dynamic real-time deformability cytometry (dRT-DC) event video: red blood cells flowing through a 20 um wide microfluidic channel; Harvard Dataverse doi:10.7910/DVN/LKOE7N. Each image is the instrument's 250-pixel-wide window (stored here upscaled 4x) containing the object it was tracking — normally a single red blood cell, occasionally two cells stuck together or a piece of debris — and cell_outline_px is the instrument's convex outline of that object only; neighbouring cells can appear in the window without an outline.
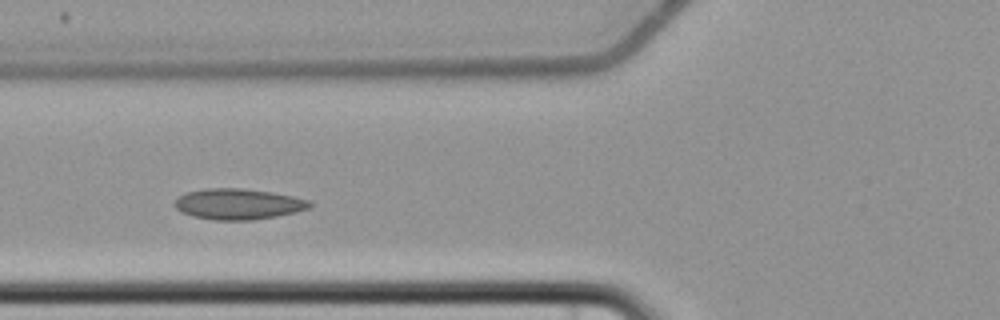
{"species": "common noctule bat (a hibernating species)", "species_latin": "Nyctalus noctula", "temperature_condition": "cold", "stored_images_in_passage": 11, "camera_frame_rate_fps": 3000, "um_per_image_px": 0.085, "animal": {"sex": "female", "body_mass_g": 22.7, "forearm_length_mm": 54.2}, "frame": {"image": 1, "passage_image": 2, "time_ms": 1.333, "image_size_px": [1000, 320], "cell_outline_px": [[312, 204], [308, 208], [296, 212], [276, 216], [252, 220], [216, 220], [192, 216], [180, 212], [172, 204], [184, 192], [204, 188], [240, 188], [272, 192], [292, 196], [308, 200]], "centroid_in_image_um": [20.2, 17.34], "position_along_channel_um": 105.6, "area_um2": 24.28}}
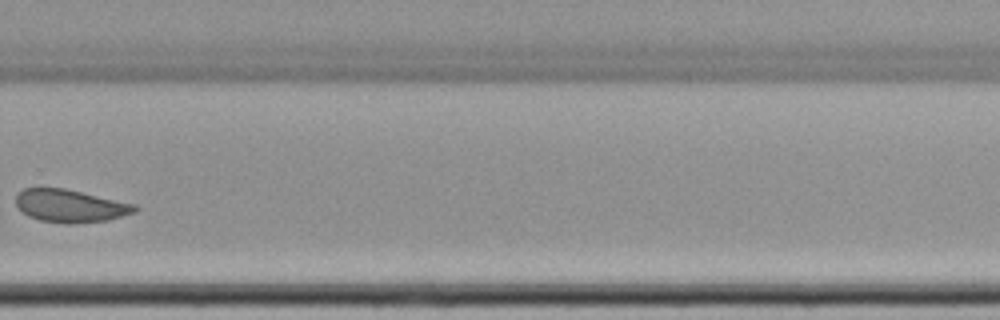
{"frame": {"image": 2, "passage_image": 7, "time_ms": 7.333, "image_size_px": [1000, 320], "cell_outline_px": [[140, 208], [136, 212], [108, 220], [68, 224], [64, 224], [40, 220], [28, 216], [16, 204], [16, 192], [24, 188], [64, 188], [136, 204]], "centroid_in_image_um": [5.99, 17.5], "position_along_channel_um": 323.8, "area_um2": 22.77}}
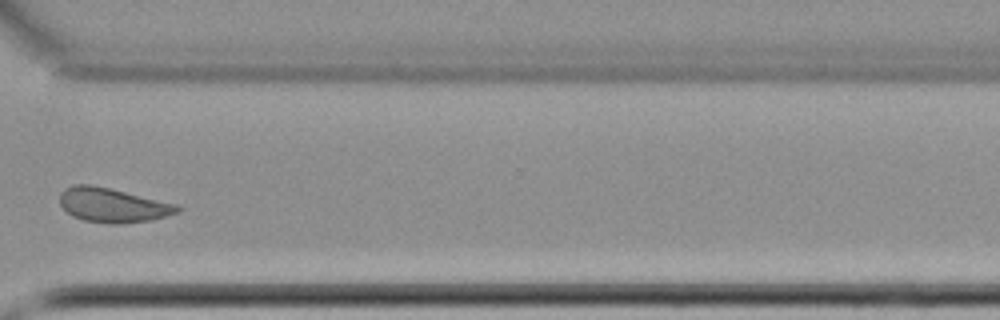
{"frame": {"image": 3, "passage_image": 8, "time_ms": 8.333, "image_size_px": [1000, 320], "cell_outline_px": [[180, 212], [152, 220], [120, 224], [108, 224], [84, 220], [72, 216], [60, 204], [60, 192], [64, 188], [72, 184], [92, 184], [176, 204], [180, 208]], "centroid_in_image_um": [9.55, 17.44], "position_along_channel_um": 361.1, "area_um2": 23.52}, "authors_computed_cell_mechanics": {"area_um2": 22.8888, "velocity_mm_per_s": 3.6421, "shape_relaxation_time_tau1_ms": null, "shape_relaxation_time_tau2_ms": 4.3227, "deformation_change_tau1": null, "deformation_change_tau2": 0.0745}}